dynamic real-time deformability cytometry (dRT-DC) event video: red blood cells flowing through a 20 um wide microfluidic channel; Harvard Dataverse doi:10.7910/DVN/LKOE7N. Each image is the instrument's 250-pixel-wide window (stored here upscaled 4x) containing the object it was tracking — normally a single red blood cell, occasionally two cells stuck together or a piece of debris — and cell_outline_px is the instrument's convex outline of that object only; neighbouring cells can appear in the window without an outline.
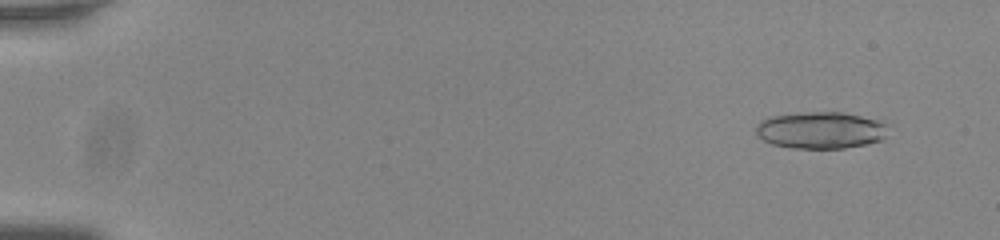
{"species": "common noctule bat (a hibernating species)", "species_latin": "Nyctalus noctula", "temperature_condition": "room temperature", "stored_images_in_passage": 25, "camera_frame_rate_fps": 3000, "um_per_image_px": 0.085, "animal": {"sex": "male", "body_mass_g": 20.0, "forearm_length_mm": 53.3}, "frame": {"image": 1, "passage_image": 5, "time_ms": 1.333, "image_size_px": [1000, 240], "cell_outline_px": [[888, 124], [884, 140], [844, 148], [788, 148], [772, 144], [756, 136], [756, 124], [760, 120], [772, 116], [800, 112], [844, 112], [876, 120]], "centroid_in_image_um": [69.72, 11.07], "position_along_channel_um": 15.3, "area_um2": 28.55}}